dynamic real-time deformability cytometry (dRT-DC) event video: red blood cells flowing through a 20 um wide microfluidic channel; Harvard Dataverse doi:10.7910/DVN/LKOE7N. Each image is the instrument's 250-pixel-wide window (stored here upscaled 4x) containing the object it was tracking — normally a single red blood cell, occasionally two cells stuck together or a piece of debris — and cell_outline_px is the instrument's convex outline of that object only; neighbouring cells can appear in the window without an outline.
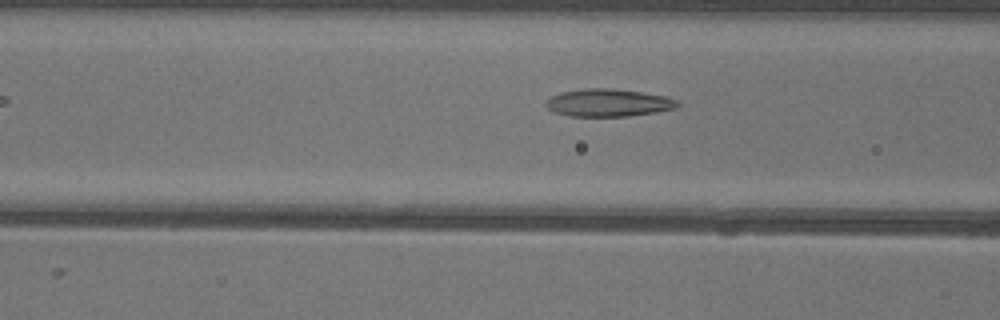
{"species": "common noctule bat (a hibernating species)", "species_latin": "Nyctalus noctula", "temperature_condition": "warm", "stored_images_in_passage": 30, "camera_frame_rate_fps": 3000, "um_per_image_px": 0.085, "animal": {"sex": "female"}, "frame": {"image": 1, "passage_image": 5, "time_ms": 1.333, "image_size_px": [1000, 320], "cell_outline_px": [[680, 104], [676, 108], [656, 112], [628, 116], [568, 116], [556, 112], [548, 108], [544, 104], [544, 100], [560, 92], [584, 88], [612, 88], [640, 92], [664, 96], [680, 100]], "centroid_in_image_um": [51.7, 8.73], "position_along_channel_um": 114.9, "area_um2": 21.27}}
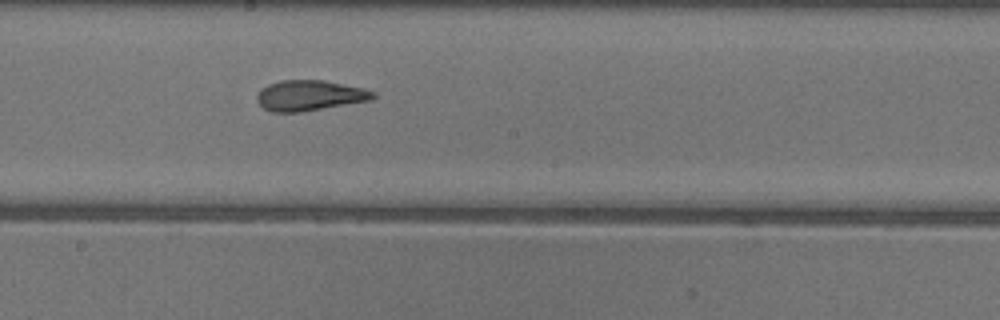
{"frame": {"image": 2, "passage_image": 13, "time_ms": 4.0, "image_size_px": [1000, 320], "cell_outline_px": [[376, 96], [372, 100], [300, 112], [272, 112], [264, 108], [256, 100], [256, 96], [268, 84], [280, 80], [324, 80], [364, 88], [376, 92]], "centroid_in_image_um": [26.35, 8.11], "position_along_channel_um": 221.8, "area_um2": 20.58}}
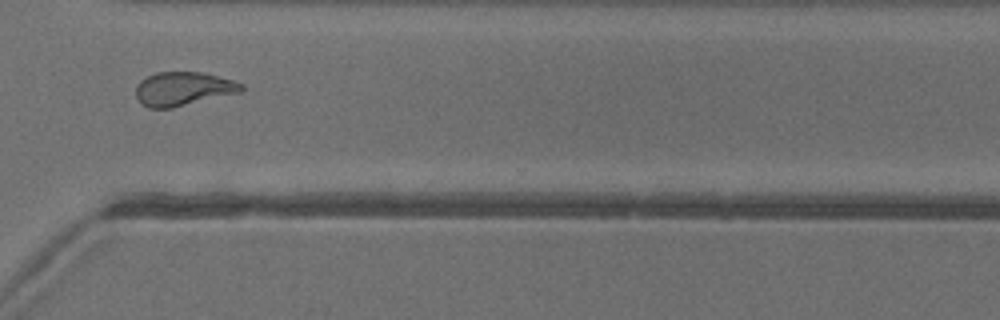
{"frame": {"image": 3, "passage_image": 23, "time_ms": 7.333, "image_size_px": [1000, 320], "cell_outline_px": [[244, 92], [172, 108], [148, 108], [140, 104], [136, 96], [136, 88], [140, 80], [156, 72], [204, 72], [232, 80], [244, 84]], "centroid_in_image_um": [15.6, 7.56], "position_along_channel_um": 355.0, "area_um2": 21.1}}